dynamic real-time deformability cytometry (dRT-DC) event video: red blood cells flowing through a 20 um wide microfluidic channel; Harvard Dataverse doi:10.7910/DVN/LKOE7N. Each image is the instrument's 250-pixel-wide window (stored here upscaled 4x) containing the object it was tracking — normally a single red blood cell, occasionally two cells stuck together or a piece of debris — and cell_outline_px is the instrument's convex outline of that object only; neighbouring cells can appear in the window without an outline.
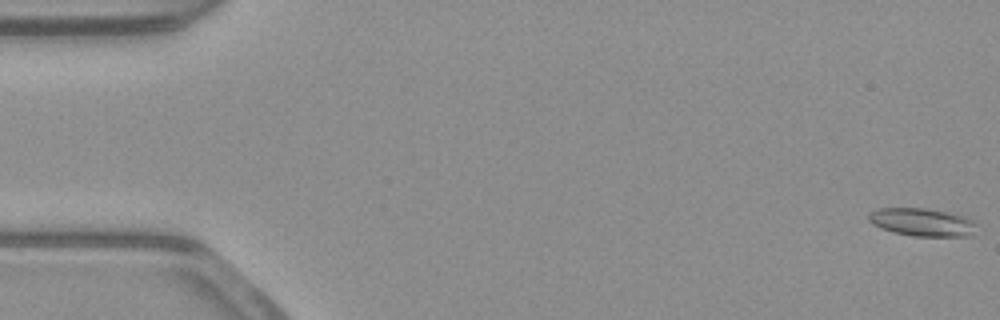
{"species": "common noctule bat (a hibernating species)", "species_latin": "Nyctalus noctula", "temperature_condition": "warm", "stored_images_in_passage": 54, "camera_frame_rate_fps": 3000, "um_per_image_px": 0.085, "animal": {"sex": "male", "body_mass_g": 23.1, "forearm_length_mm": 52.7}, "frame": {"image": 1, "passage_image": 1, "time_ms": 0.0, "image_size_px": [1000, 320], "cell_outline_px": [[976, 224], [972, 236], [912, 236], [892, 232], [880, 228], [872, 224], [868, 220], [868, 216], [872, 212], [880, 208], [924, 208], [964, 216], [972, 220]], "centroid_in_image_um": [78.36, 18.9], "position_along_channel_um": 6.6, "area_um2": 17.46}}
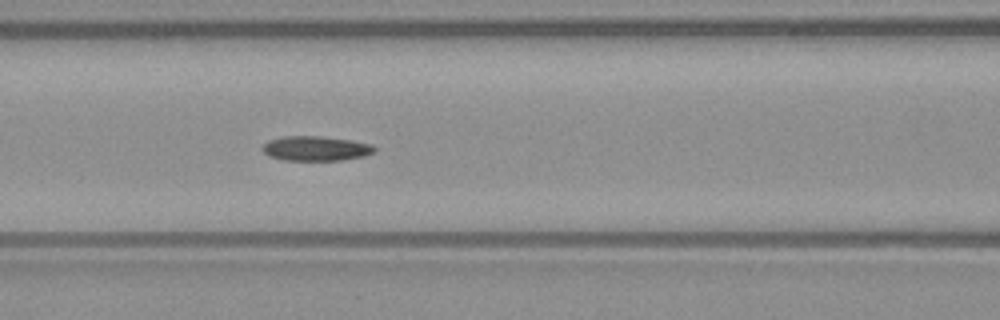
{"frame": {"image": 2, "passage_image": 23, "time_ms": 7.333, "image_size_px": [1000, 320], "cell_outline_px": [[376, 152], [364, 156], [340, 160], [284, 160], [268, 156], [260, 148], [268, 140], [284, 136], [320, 136], [352, 140], [372, 144], [376, 148]], "centroid_in_image_um": [26.84, 12.61], "position_along_channel_um": 139.8, "area_um2": 16.24}}
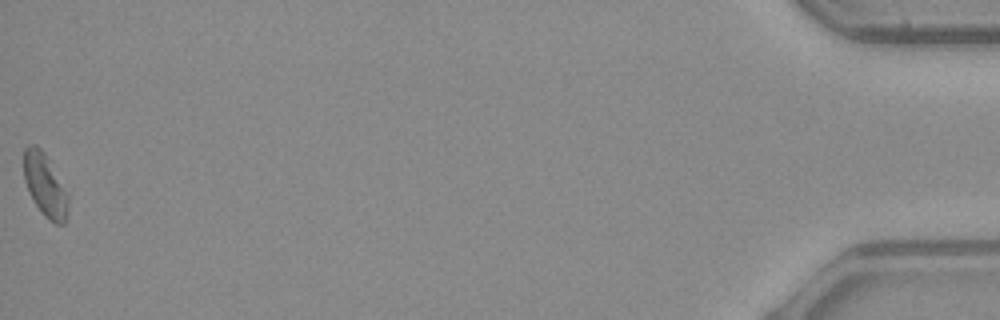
{"frame": {"image": 3, "passage_image": 54, "time_ms": 17.667, "image_size_px": [1000, 320], "cell_outline_px": [[68, 204], [64, 224], [56, 224], [48, 220], [44, 216], [32, 200], [24, 180], [24, 148], [28, 144], [36, 144], [44, 152], [68, 196]], "centroid_in_image_um": [3.79, 15.74], "position_along_channel_um": 431.4, "area_um2": 16.01}, "authors_computed_cell_mechanics": {"area_um2": 16.2707, "velocity_mm_per_s": 3.8706, "shape_relaxation_time_tau1_ms": 10.1568, "shape_relaxation_time_tau2_ms": null, "deformation_change_tau1": 0.1506, "deformation_change_tau2": null}}